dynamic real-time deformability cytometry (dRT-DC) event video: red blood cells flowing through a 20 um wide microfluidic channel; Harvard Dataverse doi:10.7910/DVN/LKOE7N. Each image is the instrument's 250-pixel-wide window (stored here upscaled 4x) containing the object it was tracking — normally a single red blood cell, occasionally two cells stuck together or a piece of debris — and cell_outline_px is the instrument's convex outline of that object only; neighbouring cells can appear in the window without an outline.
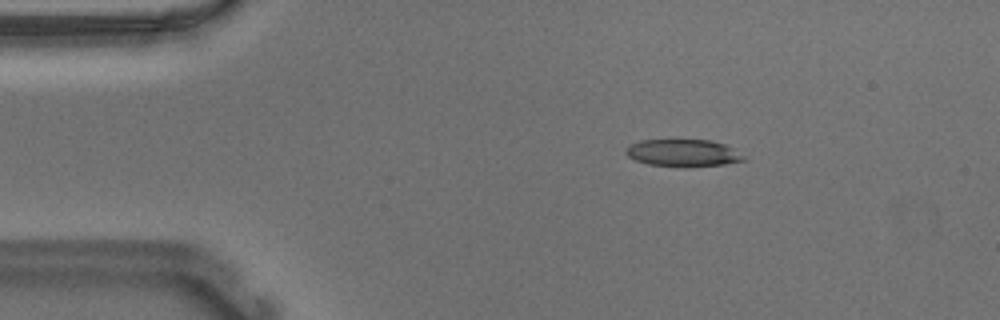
{"species": "Egyptian fruit bat (a non-hibernating species)", "species_latin": "Rousettus aegyptiacus", "temperature_condition": "warm", "stored_images_in_passage": 53, "camera_frame_rate_fps": 3000, "um_per_image_px": 0.085, "animal": {"sex": "male"}, "frame": {"image": 1, "passage_image": 8, "time_ms": 2.333, "image_size_px": [1000, 320], "cell_outline_px": [[748, 160], [724, 164], [692, 168], [680, 168], [648, 164], [636, 160], [628, 156], [624, 152], [624, 148], [628, 144], [640, 140], [712, 140], [724, 144], [748, 156]], "centroid_in_image_um": [58.08, 13.02], "position_along_channel_um": 26.9, "area_um2": 19.36}}
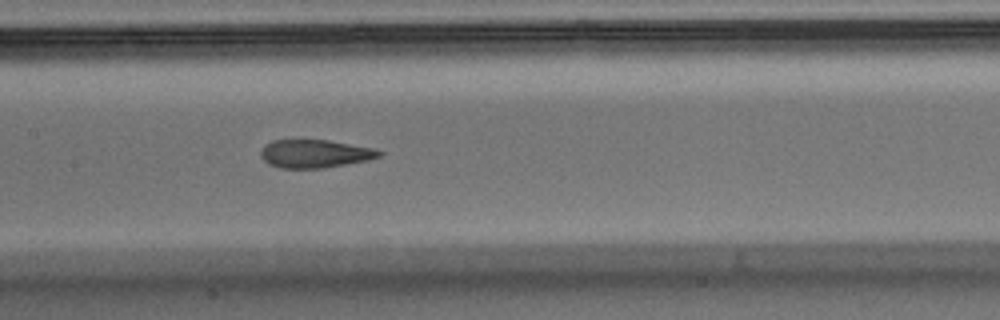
{"frame": {"image": 2, "passage_image": 25, "time_ms": 8.0, "image_size_px": [1000, 320], "cell_outline_px": [[384, 152], [380, 156], [368, 160], [324, 168], [280, 168], [268, 164], [260, 156], [260, 152], [264, 144], [272, 140], [328, 140], [376, 148]], "centroid_in_image_um": [26.76, 13.06], "position_along_channel_um": 180.6, "area_um2": 19.59}}
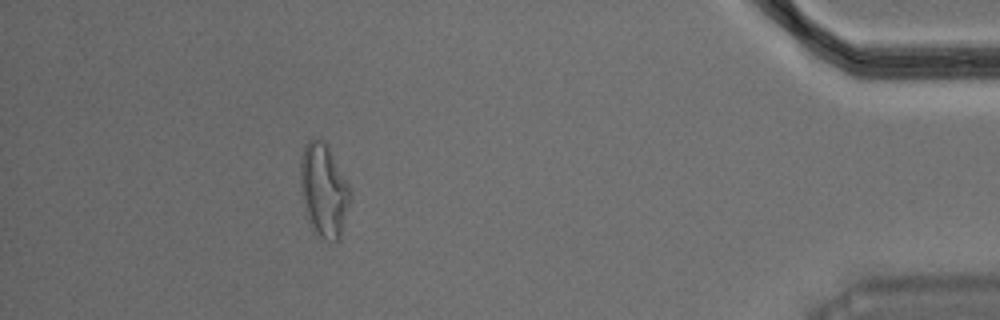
{"frame": {"image": 3, "passage_image": 48, "time_ms": 15.667, "image_size_px": [1000, 320], "cell_outline_px": [[352, 192], [340, 240], [336, 240], [316, 236], [312, 232], [304, 208], [300, 192], [300, 160], [304, 144], [308, 140], [324, 140], [328, 144]], "centroid_in_image_um": [27.5, 16.17], "position_along_channel_um": 407.7, "area_um2": 27.4}, "authors_computed_cell_mechanics": {"area_um2": 20.23, "velocity_mm_per_s": 3.675, "shape_relaxation_time_tau1_ms": null, "shape_relaxation_time_tau2_ms": 1.4877, "deformation_change_tau1": null, "deformation_change_tau2": 0.1052}}